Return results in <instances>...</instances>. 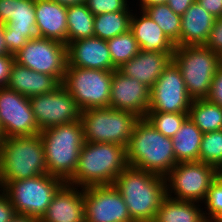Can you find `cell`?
<instances>
[{"label": "cell", "mask_w": 222, "mask_h": 222, "mask_svg": "<svg viewBox=\"0 0 222 222\" xmlns=\"http://www.w3.org/2000/svg\"><path fill=\"white\" fill-rule=\"evenodd\" d=\"M133 222H153L167 196L164 176L127 166L115 179Z\"/></svg>", "instance_id": "obj_1"}, {"label": "cell", "mask_w": 222, "mask_h": 222, "mask_svg": "<svg viewBox=\"0 0 222 222\" xmlns=\"http://www.w3.org/2000/svg\"><path fill=\"white\" fill-rule=\"evenodd\" d=\"M129 166L166 176L178 163L172 138L156 130L146 118H140L125 148Z\"/></svg>", "instance_id": "obj_2"}, {"label": "cell", "mask_w": 222, "mask_h": 222, "mask_svg": "<svg viewBox=\"0 0 222 222\" xmlns=\"http://www.w3.org/2000/svg\"><path fill=\"white\" fill-rule=\"evenodd\" d=\"M127 166L124 146L106 142H85L76 171L66 183L80 188L113 185L116 177Z\"/></svg>", "instance_id": "obj_3"}, {"label": "cell", "mask_w": 222, "mask_h": 222, "mask_svg": "<svg viewBox=\"0 0 222 222\" xmlns=\"http://www.w3.org/2000/svg\"><path fill=\"white\" fill-rule=\"evenodd\" d=\"M48 174L67 182L75 173L85 144L81 120L40 131Z\"/></svg>", "instance_id": "obj_4"}, {"label": "cell", "mask_w": 222, "mask_h": 222, "mask_svg": "<svg viewBox=\"0 0 222 222\" xmlns=\"http://www.w3.org/2000/svg\"><path fill=\"white\" fill-rule=\"evenodd\" d=\"M48 173L40 134L5 137L0 143V188Z\"/></svg>", "instance_id": "obj_5"}, {"label": "cell", "mask_w": 222, "mask_h": 222, "mask_svg": "<svg viewBox=\"0 0 222 222\" xmlns=\"http://www.w3.org/2000/svg\"><path fill=\"white\" fill-rule=\"evenodd\" d=\"M173 61L180 68L189 96L204 99L220 66V56L205 45L176 46Z\"/></svg>", "instance_id": "obj_6"}, {"label": "cell", "mask_w": 222, "mask_h": 222, "mask_svg": "<svg viewBox=\"0 0 222 222\" xmlns=\"http://www.w3.org/2000/svg\"><path fill=\"white\" fill-rule=\"evenodd\" d=\"M140 119L136 114L111 107L81 111L85 142L115 143L126 148Z\"/></svg>", "instance_id": "obj_7"}, {"label": "cell", "mask_w": 222, "mask_h": 222, "mask_svg": "<svg viewBox=\"0 0 222 222\" xmlns=\"http://www.w3.org/2000/svg\"><path fill=\"white\" fill-rule=\"evenodd\" d=\"M65 183L63 179L45 173L10 181L2 190L7 194L16 214L42 219L54 195Z\"/></svg>", "instance_id": "obj_8"}, {"label": "cell", "mask_w": 222, "mask_h": 222, "mask_svg": "<svg viewBox=\"0 0 222 222\" xmlns=\"http://www.w3.org/2000/svg\"><path fill=\"white\" fill-rule=\"evenodd\" d=\"M113 72L66 67L62 85L69 91L81 111L109 107Z\"/></svg>", "instance_id": "obj_9"}, {"label": "cell", "mask_w": 222, "mask_h": 222, "mask_svg": "<svg viewBox=\"0 0 222 222\" xmlns=\"http://www.w3.org/2000/svg\"><path fill=\"white\" fill-rule=\"evenodd\" d=\"M219 174L214 166L200 161L179 162L165 176L167 196L203 203L211 183Z\"/></svg>", "instance_id": "obj_10"}, {"label": "cell", "mask_w": 222, "mask_h": 222, "mask_svg": "<svg viewBox=\"0 0 222 222\" xmlns=\"http://www.w3.org/2000/svg\"><path fill=\"white\" fill-rule=\"evenodd\" d=\"M0 23L8 54L16 55L27 41L38 37L35 0H0Z\"/></svg>", "instance_id": "obj_11"}, {"label": "cell", "mask_w": 222, "mask_h": 222, "mask_svg": "<svg viewBox=\"0 0 222 222\" xmlns=\"http://www.w3.org/2000/svg\"><path fill=\"white\" fill-rule=\"evenodd\" d=\"M14 56L19 65L53 76L62 83L67 66V45L36 37L27 41Z\"/></svg>", "instance_id": "obj_12"}, {"label": "cell", "mask_w": 222, "mask_h": 222, "mask_svg": "<svg viewBox=\"0 0 222 222\" xmlns=\"http://www.w3.org/2000/svg\"><path fill=\"white\" fill-rule=\"evenodd\" d=\"M192 101L180 68L172 60L151 88L148 112L189 113Z\"/></svg>", "instance_id": "obj_13"}, {"label": "cell", "mask_w": 222, "mask_h": 222, "mask_svg": "<svg viewBox=\"0 0 222 222\" xmlns=\"http://www.w3.org/2000/svg\"><path fill=\"white\" fill-rule=\"evenodd\" d=\"M40 131L80 121L81 110L69 91L61 84L53 92L29 98Z\"/></svg>", "instance_id": "obj_14"}, {"label": "cell", "mask_w": 222, "mask_h": 222, "mask_svg": "<svg viewBox=\"0 0 222 222\" xmlns=\"http://www.w3.org/2000/svg\"><path fill=\"white\" fill-rule=\"evenodd\" d=\"M0 132L3 138L40 133L28 97L10 88H0Z\"/></svg>", "instance_id": "obj_15"}, {"label": "cell", "mask_w": 222, "mask_h": 222, "mask_svg": "<svg viewBox=\"0 0 222 222\" xmlns=\"http://www.w3.org/2000/svg\"><path fill=\"white\" fill-rule=\"evenodd\" d=\"M83 190L85 222H133L114 185L90 186Z\"/></svg>", "instance_id": "obj_16"}, {"label": "cell", "mask_w": 222, "mask_h": 222, "mask_svg": "<svg viewBox=\"0 0 222 222\" xmlns=\"http://www.w3.org/2000/svg\"><path fill=\"white\" fill-rule=\"evenodd\" d=\"M151 89L135 78L113 71L109 107L145 118L150 105Z\"/></svg>", "instance_id": "obj_17"}, {"label": "cell", "mask_w": 222, "mask_h": 222, "mask_svg": "<svg viewBox=\"0 0 222 222\" xmlns=\"http://www.w3.org/2000/svg\"><path fill=\"white\" fill-rule=\"evenodd\" d=\"M115 71L106 40L98 37L75 40L67 44V66Z\"/></svg>", "instance_id": "obj_18"}, {"label": "cell", "mask_w": 222, "mask_h": 222, "mask_svg": "<svg viewBox=\"0 0 222 222\" xmlns=\"http://www.w3.org/2000/svg\"><path fill=\"white\" fill-rule=\"evenodd\" d=\"M43 222H85L83 188L65 183L54 195Z\"/></svg>", "instance_id": "obj_19"}, {"label": "cell", "mask_w": 222, "mask_h": 222, "mask_svg": "<svg viewBox=\"0 0 222 222\" xmlns=\"http://www.w3.org/2000/svg\"><path fill=\"white\" fill-rule=\"evenodd\" d=\"M172 60L173 53L140 50L137 55L124 63L118 70L151 89Z\"/></svg>", "instance_id": "obj_20"}, {"label": "cell", "mask_w": 222, "mask_h": 222, "mask_svg": "<svg viewBox=\"0 0 222 222\" xmlns=\"http://www.w3.org/2000/svg\"><path fill=\"white\" fill-rule=\"evenodd\" d=\"M67 7L50 0H35L38 37L67 45Z\"/></svg>", "instance_id": "obj_21"}, {"label": "cell", "mask_w": 222, "mask_h": 222, "mask_svg": "<svg viewBox=\"0 0 222 222\" xmlns=\"http://www.w3.org/2000/svg\"><path fill=\"white\" fill-rule=\"evenodd\" d=\"M130 30L133 32L140 50L145 52L174 53L176 45L145 11L132 12Z\"/></svg>", "instance_id": "obj_22"}, {"label": "cell", "mask_w": 222, "mask_h": 222, "mask_svg": "<svg viewBox=\"0 0 222 222\" xmlns=\"http://www.w3.org/2000/svg\"><path fill=\"white\" fill-rule=\"evenodd\" d=\"M60 85L53 76L36 72L14 62L6 87L30 98L53 92Z\"/></svg>", "instance_id": "obj_23"}, {"label": "cell", "mask_w": 222, "mask_h": 222, "mask_svg": "<svg viewBox=\"0 0 222 222\" xmlns=\"http://www.w3.org/2000/svg\"><path fill=\"white\" fill-rule=\"evenodd\" d=\"M215 17L197 1L181 16L180 46L205 45Z\"/></svg>", "instance_id": "obj_24"}, {"label": "cell", "mask_w": 222, "mask_h": 222, "mask_svg": "<svg viewBox=\"0 0 222 222\" xmlns=\"http://www.w3.org/2000/svg\"><path fill=\"white\" fill-rule=\"evenodd\" d=\"M199 204L166 196L153 222H208Z\"/></svg>", "instance_id": "obj_25"}, {"label": "cell", "mask_w": 222, "mask_h": 222, "mask_svg": "<svg viewBox=\"0 0 222 222\" xmlns=\"http://www.w3.org/2000/svg\"><path fill=\"white\" fill-rule=\"evenodd\" d=\"M203 133L194 122L187 117L179 131L172 137L176 161H199L200 145Z\"/></svg>", "instance_id": "obj_26"}, {"label": "cell", "mask_w": 222, "mask_h": 222, "mask_svg": "<svg viewBox=\"0 0 222 222\" xmlns=\"http://www.w3.org/2000/svg\"><path fill=\"white\" fill-rule=\"evenodd\" d=\"M188 117L202 133L222 130V107L206 98L192 101Z\"/></svg>", "instance_id": "obj_27"}, {"label": "cell", "mask_w": 222, "mask_h": 222, "mask_svg": "<svg viewBox=\"0 0 222 222\" xmlns=\"http://www.w3.org/2000/svg\"><path fill=\"white\" fill-rule=\"evenodd\" d=\"M67 44L94 36L95 16L85 3L67 7Z\"/></svg>", "instance_id": "obj_28"}, {"label": "cell", "mask_w": 222, "mask_h": 222, "mask_svg": "<svg viewBox=\"0 0 222 222\" xmlns=\"http://www.w3.org/2000/svg\"><path fill=\"white\" fill-rule=\"evenodd\" d=\"M133 11H117L95 16L94 36L109 40L130 29V19Z\"/></svg>", "instance_id": "obj_29"}, {"label": "cell", "mask_w": 222, "mask_h": 222, "mask_svg": "<svg viewBox=\"0 0 222 222\" xmlns=\"http://www.w3.org/2000/svg\"><path fill=\"white\" fill-rule=\"evenodd\" d=\"M143 11L152 18V20L176 46H180V15L174 13L167 3L146 7Z\"/></svg>", "instance_id": "obj_30"}, {"label": "cell", "mask_w": 222, "mask_h": 222, "mask_svg": "<svg viewBox=\"0 0 222 222\" xmlns=\"http://www.w3.org/2000/svg\"><path fill=\"white\" fill-rule=\"evenodd\" d=\"M112 63L116 69L124 63L130 61L140 51L138 42L133 32L129 29L127 32L106 40Z\"/></svg>", "instance_id": "obj_31"}, {"label": "cell", "mask_w": 222, "mask_h": 222, "mask_svg": "<svg viewBox=\"0 0 222 222\" xmlns=\"http://www.w3.org/2000/svg\"><path fill=\"white\" fill-rule=\"evenodd\" d=\"M199 161L222 173V130L203 133Z\"/></svg>", "instance_id": "obj_32"}, {"label": "cell", "mask_w": 222, "mask_h": 222, "mask_svg": "<svg viewBox=\"0 0 222 222\" xmlns=\"http://www.w3.org/2000/svg\"><path fill=\"white\" fill-rule=\"evenodd\" d=\"M189 113L147 112L145 118L161 134L172 138L180 129Z\"/></svg>", "instance_id": "obj_33"}, {"label": "cell", "mask_w": 222, "mask_h": 222, "mask_svg": "<svg viewBox=\"0 0 222 222\" xmlns=\"http://www.w3.org/2000/svg\"><path fill=\"white\" fill-rule=\"evenodd\" d=\"M202 205L208 222H222V173L211 183Z\"/></svg>", "instance_id": "obj_34"}, {"label": "cell", "mask_w": 222, "mask_h": 222, "mask_svg": "<svg viewBox=\"0 0 222 222\" xmlns=\"http://www.w3.org/2000/svg\"><path fill=\"white\" fill-rule=\"evenodd\" d=\"M130 0H85V4L94 16L117 11H134L129 7ZM131 9V10H130Z\"/></svg>", "instance_id": "obj_35"}, {"label": "cell", "mask_w": 222, "mask_h": 222, "mask_svg": "<svg viewBox=\"0 0 222 222\" xmlns=\"http://www.w3.org/2000/svg\"><path fill=\"white\" fill-rule=\"evenodd\" d=\"M205 46L219 55L222 53V17L215 19Z\"/></svg>", "instance_id": "obj_36"}, {"label": "cell", "mask_w": 222, "mask_h": 222, "mask_svg": "<svg viewBox=\"0 0 222 222\" xmlns=\"http://www.w3.org/2000/svg\"><path fill=\"white\" fill-rule=\"evenodd\" d=\"M212 103L218 104L222 107V66L220 65L217 73L214 75L210 92L206 97Z\"/></svg>", "instance_id": "obj_37"}, {"label": "cell", "mask_w": 222, "mask_h": 222, "mask_svg": "<svg viewBox=\"0 0 222 222\" xmlns=\"http://www.w3.org/2000/svg\"><path fill=\"white\" fill-rule=\"evenodd\" d=\"M16 215L7 194L0 188V222H10Z\"/></svg>", "instance_id": "obj_38"}, {"label": "cell", "mask_w": 222, "mask_h": 222, "mask_svg": "<svg viewBox=\"0 0 222 222\" xmlns=\"http://www.w3.org/2000/svg\"><path fill=\"white\" fill-rule=\"evenodd\" d=\"M14 62H15L14 55L11 54L0 55V88L6 86L8 78L10 76L11 67Z\"/></svg>", "instance_id": "obj_39"}, {"label": "cell", "mask_w": 222, "mask_h": 222, "mask_svg": "<svg viewBox=\"0 0 222 222\" xmlns=\"http://www.w3.org/2000/svg\"><path fill=\"white\" fill-rule=\"evenodd\" d=\"M196 1L215 18L222 17V0H196Z\"/></svg>", "instance_id": "obj_40"}, {"label": "cell", "mask_w": 222, "mask_h": 222, "mask_svg": "<svg viewBox=\"0 0 222 222\" xmlns=\"http://www.w3.org/2000/svg\"><path fill=\"white\" fill-rule=\"evenodd\" d=\"M196 0H168L166 3L176 14L182 16Z\"/></svg>", "instance_id": "obj_41"}, {"label": "cell", "mask_w": 222, "mask_h": 222, "mask_svg": "<svg viewBox=\"0 0 222 222\" xmlns=\"http://www.w3.org/2000/svg\"><path fill=\"white\" fill-rule=\"evenodd\" d=\"M168 0H137L138 10H144L146 7L165 4Z\"/></svg>", "instance_id": "obj_42"}, {"label": "cell", "mask_w": 222, "mask_h": 222, "mask_svg": "<svg viewBox=\"0 0 222 222\" xmlns=\"http://www.w3.org/2000/svg\"><path fill=\"white\" fill-rule=\"evenodd\" d=\"M10 222H40L39 218L16 214Z\"/></svg>", "instance_id": "obj_43"}, {"label": "cell", "mask_w": 222, "mask_h": 222, "mask_svg": "<svg viewBox=\"0 0 222 222\" xmlns=\"http://www.w3.org/2000/svg\"><path fill=\"white\" fill-rule=\"evenodd\" d=\"M50 1H54L58 4H61L62 6L65 7H69V6H73V5H80L85 3V0H50Z\"/></svg>", "instance_id": "obj_44"}, {"label": "cell", "mask_w": 222, "mask_h": 222, "mask_svg": "<svg viewBox=\"0 0 222 222\" xmlns=\"http://www.w3.org/2000/svg\"><path fill=\"white\" fill-rule=\"evenodd\" d=\"M1 54H8V51L4 41V24L0 23V55Z\"/></svg>", "instance_id": "obj_45"}, {"label": "cell", "mask_w": 222, "mask_h": 222, "mask_svg": "<svg viewBox=\"0 0 222 222\" xmlns=\"http://www.w3.org/2000/svg\"><path fill=\"white\" fill-rule=\"evenodd\" d=\"M219 56H220V65L222 66V53Z\"/></svg>", "instance_id": "obj_46"}, {"label": "cell", "mask_w": 222, "mask_h": 222, "mask_svg": "<svg viewBox=\"0 0 222 222\" xmlns=\"http://www.w3.org/2000/svg\"><path fill=\"white\" fill-rule=\"evenodd\" d=\"M2 139H3V137H2L1 132H0V143L2 142Z\"/></svg>", "instance_id": "obj_47"}]
</instances>
